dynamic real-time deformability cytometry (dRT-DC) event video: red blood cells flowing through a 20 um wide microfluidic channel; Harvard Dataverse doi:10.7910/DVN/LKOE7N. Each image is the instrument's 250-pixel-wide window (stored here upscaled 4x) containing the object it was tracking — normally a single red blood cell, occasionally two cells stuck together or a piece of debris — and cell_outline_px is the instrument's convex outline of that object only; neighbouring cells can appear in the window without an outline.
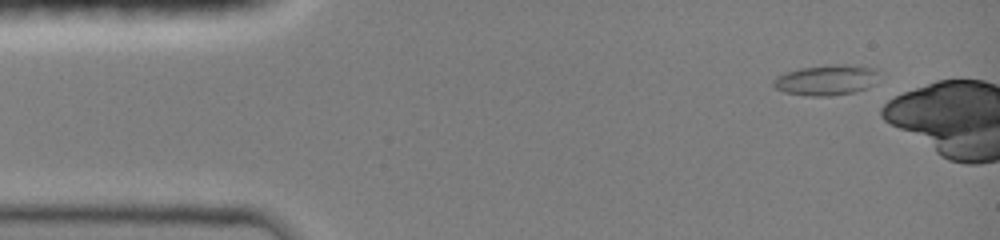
{"species": "common noctule bat (a hibernating species)", "species_latin": "Nyctalus noctula", "temperature_condition": "room temperature", "stored_images_in_passage": 3, "camera_frame_rate_fps": 3000, "um_per_image_px": 0.085, "animal": {"sex": "female", "body_mass_g": 19.0, "forearm_length_mm": 51.5}, "frame": {"image": 1, "passage_image": 2, "time_ms": 0.667, "image_size_px": [1000, 240], "cell_outline_px": [[876, 72], [872, 84], [856, 92], [828, 96], [808, 96], [784, 92], [776, 88], [772, 84], [772, 80], [776, 76], [800, 68], [872, 68]], "centroid_in_image_um": [70.07, 6.89], "position_along_channel_um": 14.9, "area_um2": 17.17}}